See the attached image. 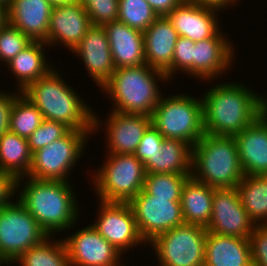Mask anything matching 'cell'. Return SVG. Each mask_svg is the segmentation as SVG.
<instances>
[{"instance_id":"cell-1","label":"cell","mask_w":267,"mask_h":266,"mask_svg":"<svg viewBox=\"0 0 267 266\" xmlns=\"http://www.w3.org/2000/svg\"><path fill=\"white\" fill-rule=\"evenodd\" d=\"M256 93L236 81L211 86L201 99L204 132L215 136L240 133L263 114V96Z\"/></svg>"},{"instance_id":"cell-2","label":"cell","mask_w":267,"mask_h":266,"mask_svg":"<svg viewBox=\"0 0 267 266\" xmlns=\"http://www.w3.org/2000/svg\"><path fill=\"white\" fill-rule=\"evenodd\" d=\"M71 186L68 181L22 176L16 179V193L19 194L16 200L28 210L48 236H55L57 232L63 234L69 228L72 230L80 218L75 197L77 192L74 193Z\"/></svg>"},{"instance_id":"cell-3","label":"cell","mask_w":267,"mask_h":266,"mask_svg":"<svg viewBox=\"0 0 267 266\" xmlns=\"http://www.w3.org/2000/svg\"><path fill=\"white\" fill-rule=\"evenodd\" d=\"M57 69L54 67L44 77L31 82L22 93L38 108L44 119L94 135V110L75 93L59 73L61 70Z\"/></svg>"},{"instance_id":"cell-4","label":"cell","mask_w":267,"mask_h":266,"mask_svg":"<svg viewBox=\"0 0 267 266\" xmlns=\"http://www.w3.org/2000/svg\"><path fill=\"white\" fill-rule=\"evenodd\" d=\"M160 81L169 80L164 72L147 64L121 67L115 69L101 90L112 99L115 107L111 110L151 117L163 94L158 86Z\"/></svg>"},{"instance_id":"cell-5","label":"cell","mask_w":267,"mask_h":266,"mask_svg":"<svg viewBox=\"0 0 267 266\" xmlns=\"http://www.w3.org/2000/svg\"><path fill=\"white\" fill-rule=\"evenodd\" d=\"M233 136H204L192 147L191 177L216 189L235 188L244 177Z\"/></svg>"},{"instance_id":"cell-6","label":"cell","mask_w":267,"mask_h":266,"mask_svg":"<svg viewBox=\"0 0 267 266\" xmlns=\"http://www.w3.org/2000/svg\"><path fill=\"white\" fill-rule=\"evenodd\" d=\"M105 158L91 175L97 201L129 203L144 188V164L134 154H106Z\"/></svg>"},{"instance_id":"cell-7","label":"cell","mask_w":267,"mask_h":266,"mask_svg":"<svg viewBox=\"0 0 267 266\" xmlns=\"http://www.w3.org/2000/svg\"><path fill=\"white\" fill-rule=\"evenodd\" d=\"M161 95L152 118V125L168 139H178L192 147L204 136L202 101L191 94Z\"/></svg>"},{"instance_id":"cell-8","label":"cell","mask_w":267,"mask_h":266,"mask_svg":"<svg viewBox=\"0 0 267 266\" xmlns=\"http://www.w3.org/2000/svg\"><path fill=\"white\" fill-rule=\"evenodd\" d=\"M90 136L87 131L71 130L65 137L33 152L27 176L38 180L70 182V171L78 165L76 162L86 151Z\"/></svg>"},{"instance_id":"cell-9","label":"cell","mask_w":267,"mask_h":266,"mask_svg":"<svg viewBox=\"0 0 267 266\" xmlns=\"http://www.w3.org/2000/svg\"><path fill=\"white\" fill-rule=\"evenodd\" d=\"M207 229L182 224L157 236L147 246L156 253L159 266H204Z\"/></svg>"},{"instance_id":"cell-10","label":"cell","mask_w":267,"mask_h":266,"mask_svg":"<svg viewBox=\"0 0 267 266\" xmlns=\"http://www.w3.org/2000/svg\"><path fill=\"white\" fill-rule=\"evenodd\" d=\"M13 200L0 208V253L11 266L23 252L48 237L28 210Z\"/></svg>"},{"instance_id":"cell-11","label":"cell","mask_w":267,"mask_h":266,"mask_svg":"<svg viewBox=\"0 0 267 266\" xmlns=\"http://www.w3.org/2000/svg\"><path fill=\"white\" fill-rule=\"evenodd\" d=\"M129 204L146 244L166 231L184 224L180 201L155 198L142 189Z\"/></svg>"},{"instance_id":"cell-12","label":"cell","mask_w":267,"mask_h":266,"mask_svg":"<svg viewBox=\"0 0 267 266\" xmlns=\"http://www.w3.org/2000/svg\"><path fill=\"white\" fill-rule=\"evenodd\" d=\"M97 220L92 227L122 255L146 244L141 237L129 203L98 201ZM135 246V247H134ZM133 247V248H132Z\"/></svg>"},{"instance_id":"cell-13","label":"cell","mask_w":267,"mask_h":266,"mask_svg":"<svg viewBox=\"0 0 267 266\" xmlns=\"http://www.w3.org/2000/svg\"><path fill=\"white\" fill-rule=\"evenodd\" d=\"M109 116L104 122L106 126L103 128L102 121L94 113L93 132L97 133L101 129H106L108 149L106 154H134L139 145L143 134L152 124V118L147 115L126 114L109 110ZM102 127V128H101ZM101 128V129H100Z\"/></svg>"},{"instance_id":"cell-14","label":"cell","mask_w":267,"mask_h":266,"mask_svg":"<svg viewBox=\"0 0 267 266\" xmlns=\"http://www.w3.org/2000/svg\"><path fill=\"white\" fill-rule=\"evenodd\" d=\"M254 227L236 187L214 190L211 219L206 227L208 232L249 239Z\"/></svg>"},{"instance_id":"cell-15","label":"cell","mask_w":267,"mask_h":266,"mask_svg":"<svg viewBox=\"0 0 267 266\" xmlns=\"http://www.w3.org/2000/svg\"><path fill=\"white\" fill-rule=\"evenodd\" d=\"M67 237V238H66ZM62 237L70 266H126L122 254L89 224Z\"/></svg>"},{"instance_id":"cell-16","label":"cell","mask_w":267,"mask_h":266,"mask_svg":"<svg viewBox=\"0 0 267 266\" xmlns=\"http://www.w3.org/2000/svg\"><path fill=\"white\" fill-rule=\"evenodd\" d=\"M219 30L213 37L195 42L193 53V78L213 81L231 70L235 60L233 42ZM215 78V79H214Z\"/></svg>"},{"instance_id":"cell-17","label":"cell","mask_w":267,"mask_h":266,"mask_svg":"<svg viewBox=\"0 0 267 266\" xmlns=\"http://www.w3.org/2000/svg\"><path fill=\"white\" fill-rule=\"evenodd\" d=\"M91 26L89 16L80 2L55 6L50 14L47 45L50 48L61 45L72 51Z\"/></svg>"},{"instance_id":"cell-18","label":"cell","mask_w":267,"mask_h":266,"mask_svg":"<svg viewBox=\"0 0 267 266\" xmlns=\"http://www.w3.org/2000/svg\"><path fill=\"white\" fill-rule=\"evenodd\" d=\"M82 60L92 80L102 88L115 71L109 40L103 26H91L71 51Z\"/></svg>"},{"instance_id":"cell-19","label":"cell","mask_w":267,"mask_h":266,"mask_svg":"<svg viewBox=\"0 0 267 266\" xmlns=\"http://www.w3.org/2000/svg\"><path fill=\"white\" fill-rule=\"evenodd\" d=\"M219 13V10L183 1L167 17L179 36L198 42L213 37L221 30Z\"/></svg>"},{"instance_id":"cell-20","label":"cell","mask_w":267,"mask_h":266,"mask_svg":"<svg viewBox=\"0 0 267 266\" xmlns=\"http://www.w3.org/2000/svg\"><path fill=\"white\" fill-rule=\"evenodd\" d=\"M146 64L172 81V59L178 32L167 16H159L144 32Z\"/></svg>"},{"instance_id":"cell-21","label":"cell","mask_w":267,"mask_h":266,"mask_svg":"<svg viewBox=\"0 0 267 266\" xmlns=\"http://www.w3.org/2000/svg\"><path fill=\"white\" fill-rule=\"evenodd\" d=\"M245 175H267V117L262 114L233 136Z\"/></svg>"},{"instance_id":"cell-22","label":"cell","mask_w":267,"mask_h":266,"mask_svg":"<svg viewBox=\"0 0 267 266\" xmlns=\"http://www.w3.org/2000/svg\"><path fill=\"white\" fill-rule=\"evenodd\" d=\"M112 53L115 69L146 64L144 34L115 20L103 25Z\"/></svg>"},{"instance_id":"cell-23","label":"cell","mask_w":267,"mask_h":266,"mask_svg":"<svg viewBox=\"0 0 267 266\" xmlns=\"http://www.w3.org/2000/svg\"><path fill=\"white\" fill-rule=\"evenodd\" d=\"M52 8L48 0H12L8 7V23L32 41H42L47 44Z\"/></svg>"},{"instance_id":"cell-24","label":"cell","mask_w":267,"mask_h":266,"mask_svg":"<svg viewBox=\"0 0 267 266\" xmlns=\"http://www.w3.org/2000/svg\"><path fill=\"white\" fill-rule=\"evenodd\" d=\"M204 266H252L249 239L207 231Z\"/></svg>"},{"instance_id":"cell-25","label":"cell","mask_w":267,"mask_h":266,"mask_svg":"<svg viewBox=\"0 0 267 266\" xmlns=\"http://www.w3.org/2000/svg\"><path fill=\"white\" fill-rule=\"evenodd\" d=\"M45 46L49 48L45 42L33 41L6 64L5 67L17 80V91L22 92L31 82L44 77L54 68L52 60L48 61V57H45Z\"/></svg>"},{"instance_id":"cell-26","label":"cell","mask_w":267,"mask_h":266,"mask_svg":"<svg viewBox=\"0 0 267 266\" xmlns=\"http://www.w3.org/2000/svg\"><path fill=\"white\" fill-rule=\"evenodd\" d=\"M216 188L189 177L182 187L181 210L185 224L209 225Z\"/></svg>"},{"instance_id":"cell-27","label":"cell","mask_w":267,"mask_h":266,"mask_svg":"<svg viewBox=\"0 0 267 266\" xmlns=\"http://www.w3.org/2000/svg\"><path fill=\"white\" fill-rule=\"evenodd\" d=\"M192 146L178 139L165 138L161 153L145 164L146 174L176 173L191 175Z\"/></svg>"},{"instance_id":"cell-28","label":"cell","mask_w":267,"mask_h":266,"mask_svg":"<svg viewBox=\"0 0 267 266\" xmlns=\"http://www.w3.org/2000/svg\"><path fill=\"white\" fill-rule=\"evenodd\" d=\"M31 162L28 139L10 130L0 137V171L17 179L28 175Z\"/></svg>"},{"instance_id":"cell-29","label":"cell","mask_w":267,"mask_h":266,"mask_svg":"<svg viewBox=\"0 0 267 266\" xmlns=\"http://www.w3.org/2000/svg\"><path fill=\"white\" fill-rule=\"evenodd\" d=\"M236 188L250 220L267 224V175H244Z\"/></svg>"},{"instance_id":"cell-30","label":"cell","mask_w":267,"mask_h":266,"mask_svg":"<svg viewBox=\"0 0 267 266\" xmlns=\"http://www.w3.org/2000/svg\"><path fill=\"white\" fill-rule=\"evenodd\" d=\"M60 240L54 239L53 236L46 237L40 244L23 252L13 264L19 263L18 266H70L67 248L63 239Z\"/></svg>"},{"instance_id":"cell-31","label":"cell","mask_w":267,"mask_h":266,"mask_svg":"<svg viewBox=\"0 0 267 266\" xmlns=\"http://www.w3.org/2000/svg\"><path fill=\"white\" fill-rule=\"evenodd\" d=\"M17 93L11 112L10 131L28 139L43 122L44 117L21 91Z\"/></svg>"},{"instance_id":"cell-32","label":"cell","mask_w":267,"mask_h":266,"mask_svg":"<svg viewBox=\"0 0 267 266\" xmlns=\"http://www.w3.org/2000/svg\"><path fill=\"white\" fill-rule=\"evenodd\" d=\"M191 175L176 173L146 174L144 190L155 198L168 199V201H180L182 187Z\"/></svg>"},{"instance_id":"cell-33","label":"cell","mask_w":267,"mask_h":266,"mask_svg":"<svg viewBox=\"0 0 267 266\" xmlns=\"http://www.w3.org/2000/svg\"><path fill=\"white\" fill-rule=\"evenodd\" d=\"M159 16L146 0H119L117 20L144 32Z\"/></svg>"},{"instance_id":"cell-34","label":"cell","mask_w":267,"mask_h":266,"mask_svg":"<svg viewBox=\"0 0 267 266\" xmlns=\"http://www.w3.org/2000/svg\"><path fill=\"white\" fill-rule=\"evenodd\" d=\"M32 42L27 35L10 23H7L0 29V64H8Z\"/></svg>"},{"instance_id":"cell-35","label":"cell","mask_w":267,"mask_h":266,"mask_svg":"<svg viewBox=\"0 0 267 266\" xmlns=\"http://www.w3.org/2000/svg\"><path fill=\"white\" fill-rule=\"evenodd\" d=\"M71 129L63 123L44 119L28 138L30 152L48 146L53 141L65 137Z\"/></svg>"},{"instance_id":"cell-36","label":"cell","mask_w":267,"mask_h":266,"mask_svg":"<svg viewBox=\"0 0 267 266\" xmlns=\"http://www.w3.org/2000/svg\"><path fill=\"white\" fill-rule=\"evenodd\" d=\"M93 26H103L118 18L119 0H79Z\"/></svg>"},{"instance_id":"cell-37","label":"cell","mask_w":267,"mask_h":266,"mask_svg":"<svg viewBox=\"0 0 267 266\" xmlns=\"http://www.w3.org/2000/svg\"><path fill=\"white\" fill-rule=\"evenodd\" d=\"M195 42L179 36L172 59V81L175 74L180 71L189 74V78L193 77V53H194ZM179 71V72H177Z\"/></svg>"},{"instance_id":"cell-38","label":"cell","mask_w":267,"mask_h":266,"mask_svg":"<svg viewBox=\"0 0 267 266\" xmlns=\"http://www.w3.org/2000/svg\"><path fill=\"white\" fill-rule=\"evenodd\" d=\"M165 138L151 124L143 134V137L136 148L134 155L145 164L150 158L161 153L162 143Z\"/></svg>"},{"instance_id":"cell-39","label":"cell","mask_w":267,"mask_h":266,"mask_svg":"<svg viewBox=\"0 0 267 266\" xmlns=\"http://www.w3.org/2000/svg\"><path fill=\"white\" fill-rule=\"evenodd\" d=\"M249 242L252 266H267V224L255 225Z\"/></svg>"},{"instance_id":"cell-40","label":"cell","mask_w":267,"mask_h":266,"mask_svg":"<svg viewBox=\"0 0 267 266\" xmlns=\"http://www.w3.org/2000/svg\"><path fill=\"white\" fill-rule=\"evenodd\" d=\"M17 95L0 89V137L10 130L11 112Z\"/></svg>"},{"instance_id":"cell-41","label":"cell","mask_w":267,"mask_h":266,"mask_svg":"<svg viewBox=\"0 0 267 266\" xmlns=\"http://www.w3.org/2000/svg\"><path fill=\"white\" fill-rule=\"evenodd\" d=\"M13 195H16V179L9 173L0 171V208L15 199Z\"/></svg>"},{"instance_id":"cell-42","label":"cell","mask_w":267,"mask_h":266,"mask_svg":"<svg viewBox=\"0 0 267 266\" xmlns=\"http://www.w3.org/2000/svg\"><path fill=\"white\" fill-rule=\"evenodd\" d=\"M158 16H167L183 0H146Z\"/></svg>"},{"instance_id":"cell-43","label":"cell","mask_w":267,"mask_h":266,"mask_svg":"<svg viewBox=\"0 0 267 266\" xmlns=\"http://www.w3.org/2000/svg\"><path fill=\"white\" fill-rule=\"evenodd\" d=\"M190 2L198 4L203 7H210L222 12L223 10L228 9L227 7L229 6L233 7V5L235 6L240 1L239 0H191Z\"/></svg>"},{"instance_id":"cell-44","label":"cell","mask_w":267,"mask_h":266,"mask_svg":"<svg viewBox=\"0 0 267 266\" xmlns=\"http://www.w3.org/2000/svg\"><path fill=\"white\" fill-rule=\"evenodd\" d=\"M8 23V8L0 4V29Z\"/></svg>"},{"instance_id":"cell-45","label":"cell","mask_w":267,"mask_h":266,"mask_svg":"<svg viewBox=\"0 0 267 266\" xmlns=\"http://www.w3.org/2000/svg\"><path fill=\"white\" fill-rule=\"evenodd\" d=\"M48 1L53 7L58 6V5H66V4L79 2V0H48Z\"/></svg>"},{"instance_id":"cell-46","label":"cell","mask_w":267,"mask_h":266,"mask_svg":"<svg viewBox=\"0 0 267 266\" xmlns=\"http://www.w3.org/2000/svg\"><path fill=\"white\" fill-rule=\"evenodd\" d=\"M267 95H263L262 104H263V114L267 117Z\"/></svg>"},{"instance_id":"cell-47","label":"cell","mask_w":267,"mask_h":266,"mask_svg":"<svg viewBox=\"0 0 267 266\" xmlns=\"http://www.w3.org/2000/svg\"><path fill=\"white\" fill-rule=\"evenodd\" d=\"M10 266L9 263L3 258L2 254L0 253V266Z\"/></svg>"},{"instance_id":"cell-48","label":"cell","mask_w":267,"mask_h":266,"mask_svg":"<svg viewBox=\"0 0 267 266\" xmlns=\"http://www.w3.org/2000/svg\"><path fill=\"white\" fill-rule=\"evenodd\" d=\"M12 0H0V4L4 5L5 7H9Z\"/></svg>"}]
</instances>
